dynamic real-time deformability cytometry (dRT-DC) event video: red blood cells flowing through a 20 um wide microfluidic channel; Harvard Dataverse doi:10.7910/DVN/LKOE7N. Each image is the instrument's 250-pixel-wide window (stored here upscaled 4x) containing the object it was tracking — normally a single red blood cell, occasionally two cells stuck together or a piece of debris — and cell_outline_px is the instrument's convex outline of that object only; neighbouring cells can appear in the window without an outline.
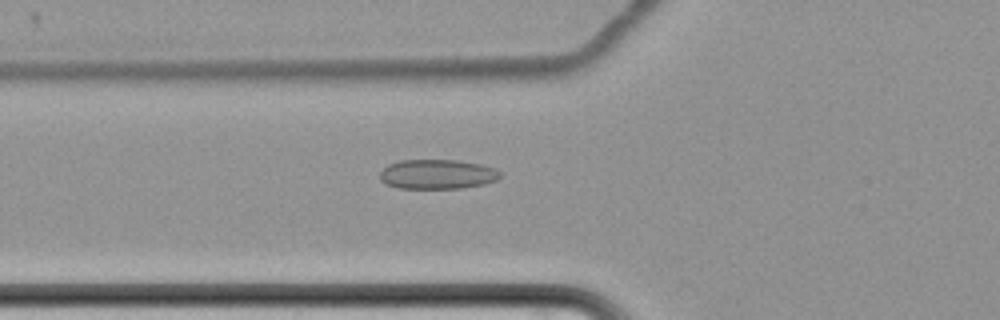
{"species": "common noctule bat (a hibernating species)", "species_latin": "Nyctalus noctula", "temperature_condition": "cold", "stored_images_in_passage": 46, "camera_frame_rate_fps": 3000, "um_per_image_px": 0.085, "animal": {"sex": "female", "body_mass_g": 22.7, "forearm_length_mm": 54.2}, "frame": {"image": 1, "passage_image": 9, "time_ms": 2.667, "image_size_px": [1000, 320], "cell_outline_px": [[500, 176], [496, 180], [484, 184], [460, 188], [400, 188], [388, 184], [380, 180], [380, 172], [388, 164], [400, 160], [456, 160], [480, 164], [496, 168], [500, 172]], "centroid_in_image_um": [37.17, 14.8], "position_along_channel_um": 88.6, "area_um2": 20.63}}
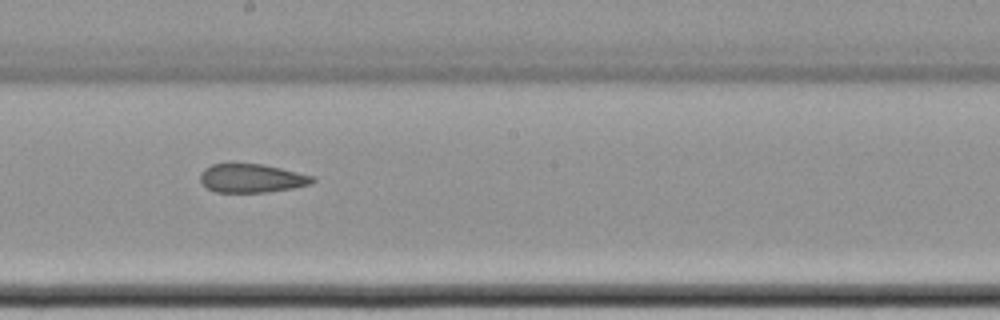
{"frame": {"image": 2, "passage_image": 21, "time_ms": 6.667, "image_size_px": [1000, 320], "cell_outline_px": [[316, 180], [312, 184], [292, 188], [268, 192], [216, 192], [208, 188], [200, 180], [200, 172], [204, 168], [212, 164], [228, 160], [232, 160], [264, 164], [316, 176]], "centroid_in_image_um": [21.38, 15.09], "position_along_channel_um": 226.8, "area_um2": 19.65}}
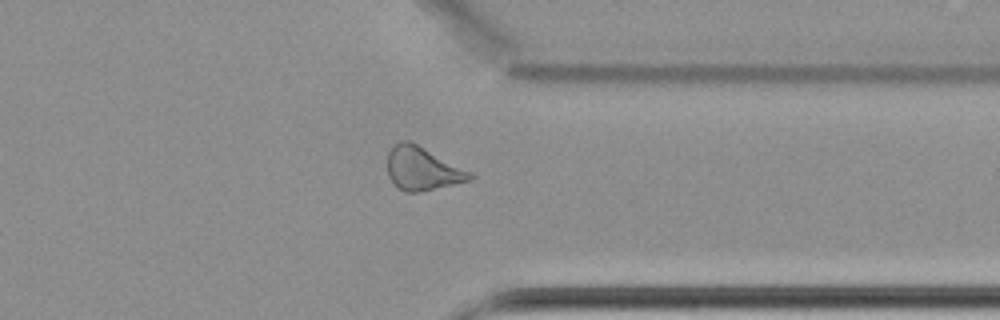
{"frame": {"image": 3, "passage_image": 34, "time_ms": 11.0, "image_size_px": [1000, 320], "cell_outline_px": [[476, 176], [468, 180], [416, 192], [404, 192], [396, 188], [388, 176], [388, 152], [400, 140], [408, 140], [472, 172]], "centroid_in_image_um": [35.86, 14.34], "position_along_channel_um": 375.5, "area_um2": 20.4}, "authors_computed_cell_mechanics": {"area_um2": 20.3745, "velocity_mm_per_s": 3.4558, "shape_relaxation_time_tau1_ms": null, "shape_relaxation_time_tau2_ms": 4.9175, "deformation_change_tau1": null, "deformation_change_tau2": 0.1424}}